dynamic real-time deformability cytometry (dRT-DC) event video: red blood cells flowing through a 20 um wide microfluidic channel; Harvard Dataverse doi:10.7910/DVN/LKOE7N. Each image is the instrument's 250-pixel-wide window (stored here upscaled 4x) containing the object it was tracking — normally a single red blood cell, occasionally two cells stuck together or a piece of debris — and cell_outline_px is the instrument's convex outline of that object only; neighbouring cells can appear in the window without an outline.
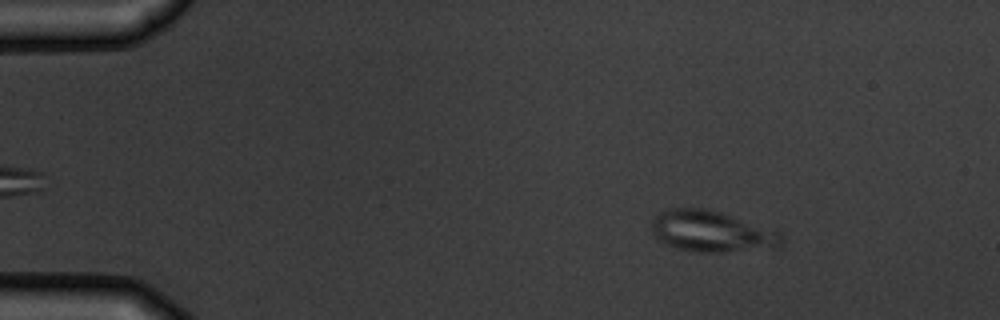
{"species": "common noctule bat (a hibernating species)", "species_latin": "Nyctalus noctula", "temperature_condition": "warm", "stored_images_in_passage": 9, "camera_frame_rate_fps": 3000, "um_per_image_px": 0.085, "animal": {"sex": "male", "body_mass_g": 19.5, "forearm_length_mm": 54.6}, "frame": {"image": 1, "passage_image": 2, "time_ms": 1.0, "image_size_px": [1000, 320], "cell_outline_px": [[784, 240], [776, 248], [720, 252], [700, 252], [676, 248], [664, 244], [652, 232], [652, 220], [660, 212], [668, 208], [704, 208], [720, 212], [780, 232]], "centroid_in_image_um": [60.47, 19.68], "position_along_channel_um": 24.5, "area_um2": 30.92}}
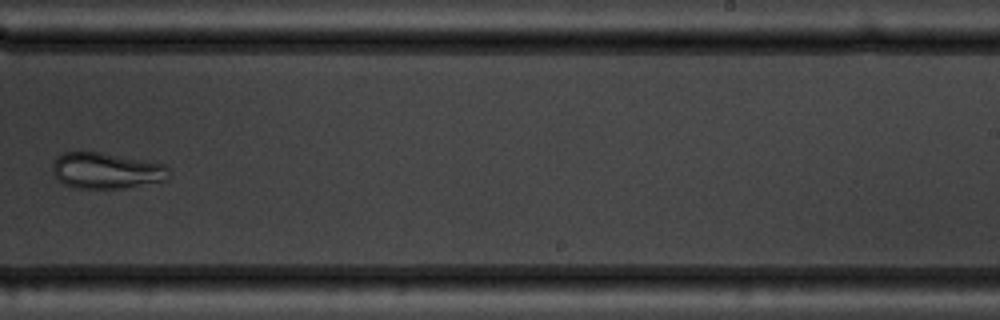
{"frame": {"image": 2, "passage_image": 9, "time_ms": 10.0, "image_size_px": [1000, 320], "cell_outline_px": [[172, 176], [168, 180], [124, 188], [72, 188], [64, 184], [52, 172], [52, 164], [56, 156], [64, 152], [100, 152], [164, 164], [168, 168]], "centroid_in_image_um": [9.05, 14.51], "position_along_channel_um": 280.0, "area_um2": 24.57}}